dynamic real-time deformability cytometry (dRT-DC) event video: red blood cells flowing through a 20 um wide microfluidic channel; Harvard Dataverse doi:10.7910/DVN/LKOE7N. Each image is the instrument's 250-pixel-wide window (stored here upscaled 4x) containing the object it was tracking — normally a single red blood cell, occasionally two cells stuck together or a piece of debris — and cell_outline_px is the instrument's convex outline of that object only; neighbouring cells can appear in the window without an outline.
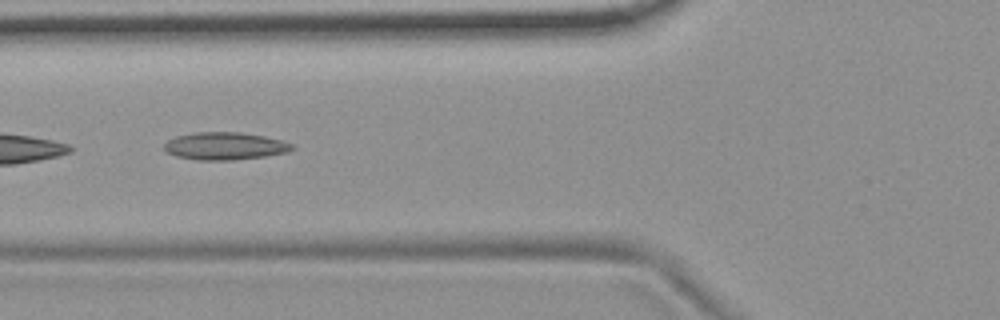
{"species": "common noctule bat (a hibernating species)", "species_latin": "Nyctalus noctula", "temperature_condition": "room temperature", "stored_images_in_passage": 7, "camera_frame_rate_fps": 3000, "um_per_image_px": 0.085, "animal": {"sex": "female", "body_mass_g": 19.9}, "frame": {"image": 1, "passage_image": 6, "time_ms": 1.667, "image_size_px": [1000, 320], "cell_outline_px": [[296, 148], [288, 152], [264, 156], [232, 160], [196, 160], [176, 156], [168, 152], [164, 148], [164, 144], [168, 140], [176, 136], [192, 132], [240, 132], [264, 136], [280, 140], [292, 144]], "centroid_in_image_um": [19.11, 12.41], "position_along_channel_um": 106.7, "area_um2": 20.52}}
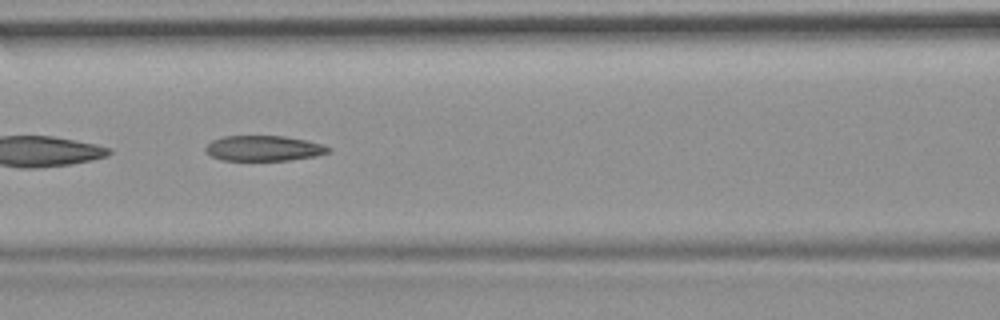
{"frame": {"image": 2, "passage_image": 7, "time_ms": 2.0, "image_size_px": [1000, 320], "cell_outline_px": [[332, 152], [316, 156], [288, 160], [220, 160], [204, 152], [204, 148], [212, 140], [224, 136], [284, 136], [324, 144], [332, 148]], "centroid_in_image_um": [22.43, 12.61], "position_along_channel_um": 144.2, "area_um2": 18.26}}